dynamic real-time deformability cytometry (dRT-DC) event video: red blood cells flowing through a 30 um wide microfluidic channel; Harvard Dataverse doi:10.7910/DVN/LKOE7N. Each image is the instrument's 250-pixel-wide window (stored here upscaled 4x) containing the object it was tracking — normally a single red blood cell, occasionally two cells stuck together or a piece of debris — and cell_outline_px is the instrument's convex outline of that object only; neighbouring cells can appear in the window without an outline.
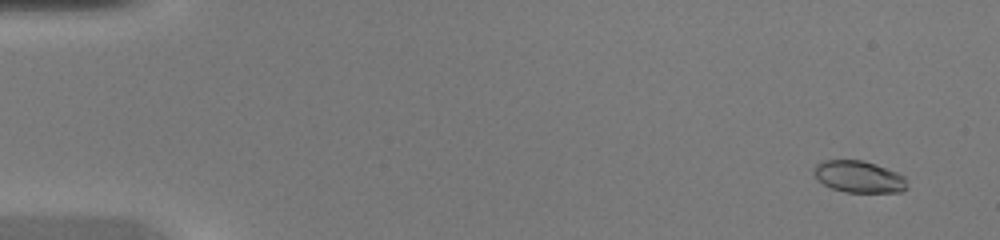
{"species": "common noctule bat (a hibernating species)", "species_latin": "Nyctalus noctula", "temperature_condition": "warm", "stored_images_in_passage": 46, "camera_frame_rate_fps": 3000, "um_per_image_px": 0.085, "animal": {"sex": "female", "body_mass_g": 20.0, "forearm_length_mm": 54.0}, "frame": {"image": 1, "passage_image": 3, "time_ms": 0.667, "image_size_px": [1000, 240], "cell_outline_px": [[908, 188], [900, 192], [844, 192], [832, 188], [824, 184], [812, 172], [816, 164], [824, 160], [864, 160], [876, 164], [896, 172], [904, 176]], "centroid_in_image_um": [73.01, 15.02], "position_along_channel_um": 12.0, "area_um2": 17.22}}
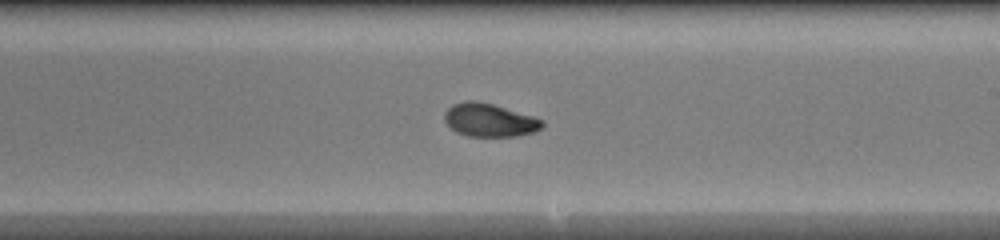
{"frame": {"image": 2, "passage_image": 28, "time_ms": 9.0, "image_size_px": [1000, 240], "cell_outline_px": [[544, 124], [536, 132], [516, 136], [468, 136], [456, 132], [444, 120], [444, 112], [452, 104], [464, 100], [472, 100], [492, 104], [532, 116], [544, 120]], "centroid_in_image_um": [41.59, 10.21], "position_along_channel_um": 247.4, "area_um2": 18.84}}
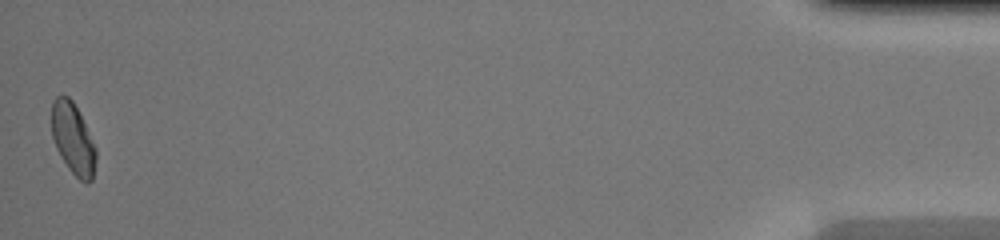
{"frame": {"image": 3, "passage_image": 46, "time_ms": 15.0, "image_size_px": [1000, 240], "cell_outline_px": [[96, 160], [92, 180], [88, 184], [80, 180], [68, 168], [60, 156], [56, 148], [52, 136], [52, 100], [56, 96], [68, 96], [72, 100], [96, 148]], "centroid_in_image_um": [6.19, 11.82], "position_along_channel_um": 429.0, "area_um2": 18.15}}